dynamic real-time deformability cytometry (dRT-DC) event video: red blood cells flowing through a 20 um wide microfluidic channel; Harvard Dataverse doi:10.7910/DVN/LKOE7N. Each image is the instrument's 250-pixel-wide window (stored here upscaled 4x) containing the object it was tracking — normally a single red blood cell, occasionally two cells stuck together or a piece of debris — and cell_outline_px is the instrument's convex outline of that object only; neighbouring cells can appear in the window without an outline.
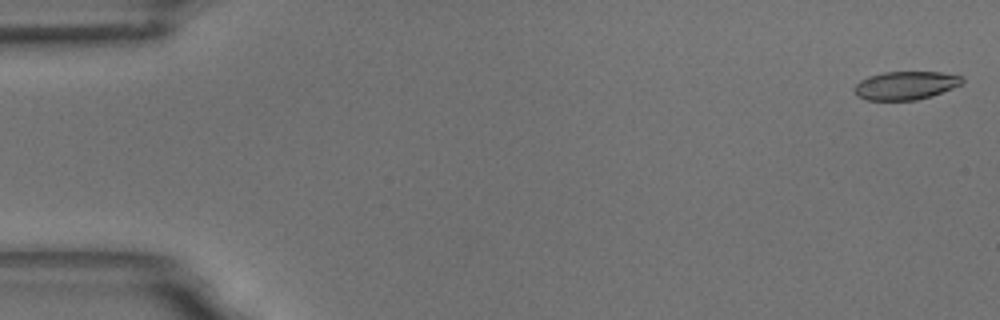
{"species": "common noctule bat (a hibernating species)", "species_latin": "Nyctalus noctula", "temperature_condition": "room temperature", "stored_images_in_passage": 59, "camera_frame_rate_fps": 3000, "um_per_image_px": 0.085, "animal": {"sex": "male", "body_mass_g": 18.8}, "frame": {"image": 1, "passage_image": 2, "time_ms": 0.333, "image_size_px": [1000, 320], "cell_outline_px": [[964, 80], [960, 84], [952, 88], [916, 100], [868, 100], [856, 96], [852, 88], [860, 80], [868, 76], [884, 72], [940, 72], [964, 76]], "centroid_in_image_um": [76.93, 7.25], "position_along_channel_um": 8.1, "area_um2": 17.74}}
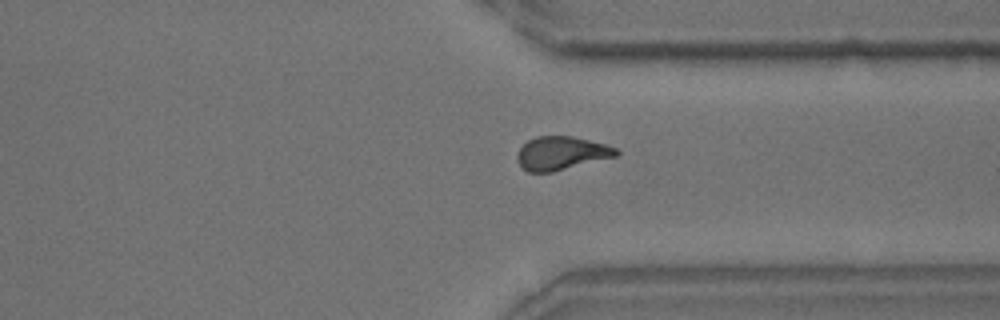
{"frame": {"image": 2, "passage_image": 45, "time_ms": 14.667, "image_size_px": [1000, 320], "cell_outline_px": [[620, 152], [616, 156], [552, 172], [528, 172], [520, 164], [516, 156], [520, 148], [528, 140], [536, 136], [572, 136], [604, 144], [616, 148]], "centroid_in_image_um": [47.7, 13.02], "position_along_channel_um": 363.7, "area_um2": 19.02}}
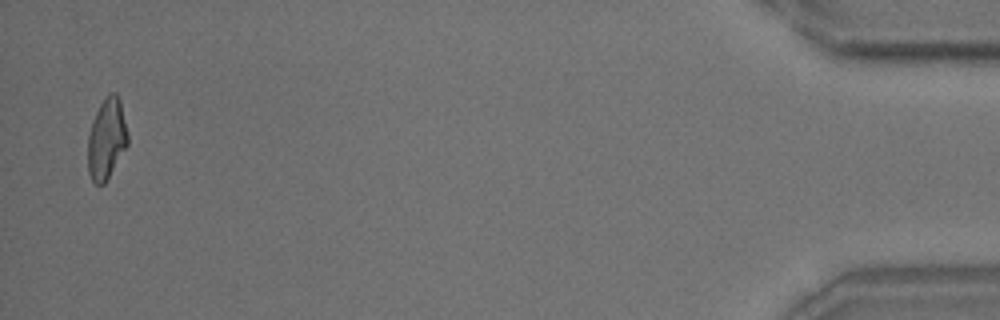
{"frame": {"image": 3, "passage_image": 58, "time_ms": 19.0, "image_size_px": [1000, 320], "cell_outline_px": [[128, 144], [104, 184], [96, 184], [92, 180], [88, 172], [88, 136], [92, 120], [100, 104], [108, 92], [116, 92], [120, 100], [128, 136]], "centroid_in_image_um": [9.05, 11.78], "position_along_channel_um": 426.1, "area_um2": 18.67}, "authors_computed_cell_mechanics": {"area_um2": 19.1318, "velocity_mm_per_s": 3.4576, "shape_relaxation_time_tau1_ms": 7.6443, "shape_relaxation_time_tau2_ms": 3.4293, "deformation_change_tau1": 0.2023, "deformation_change_tau2": 0.1133}}